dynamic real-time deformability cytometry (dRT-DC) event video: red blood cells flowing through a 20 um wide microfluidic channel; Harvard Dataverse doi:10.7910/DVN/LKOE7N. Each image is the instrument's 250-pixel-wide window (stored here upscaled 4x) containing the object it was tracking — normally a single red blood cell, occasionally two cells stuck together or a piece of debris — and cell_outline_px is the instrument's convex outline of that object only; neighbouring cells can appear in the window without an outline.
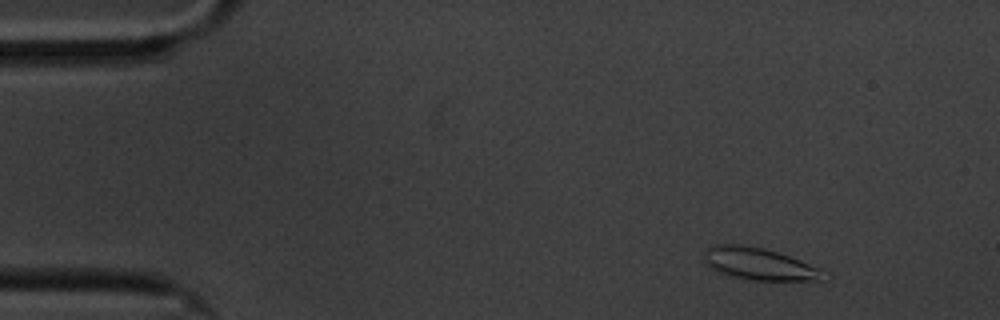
{"species": "common noctule bat (a hibernating species)", "species_latin": "Nyctalus noctula", "temperature_condition": "cold", "stored_images_in_passage": 59, "camera_frame_rate_fps": 3000, "um_per_image_px": 0.085, "animal": {"sex": "male", "body_mass_g": 20.1, "forearm_length_mm": 53.5}, "frame": {"image": 1, "passage_image": 6, "time_ms": 1.667, "image_size_px": [1000, 320], "cell_outline_px": [[820, 280], [752, 280], [732, 276], [720, 272], [704, 264], [700, 260], [704, 252], [712, 244], [740, 244], [764, 248], [788, 256], [820, 268]], "centroid_in_image_um": [64.37, 22.4], "position_along_channel_um": 20.6, "area_um2": 22.02}}
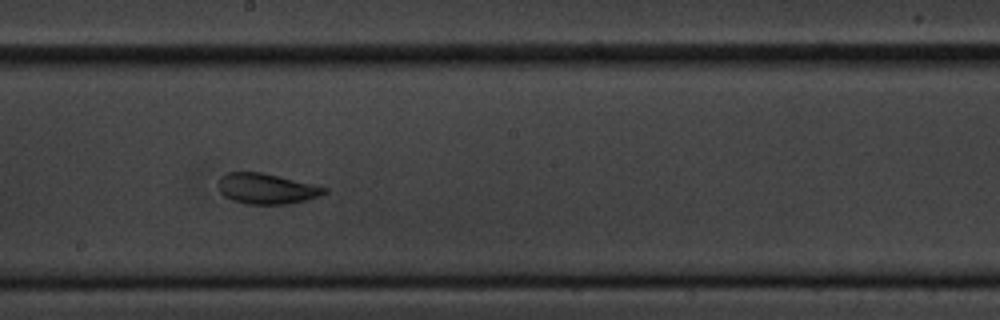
{"frame": {"image": 2, "passage_image": 32, "time_ms": 10.333, "image_size_px": [1000, 320], "cell_outline_px": [[328, 192], [292, 204], [248, 204], [232, 200], [224, 196], [220, 192], [216, 184], [220, 176], [224, 172], [264, 172], [328, 188]], "centroid_in_image_um": [22.59, 16.02], "position_along_channel_um": 225.6, "area_um2": 19.02}}
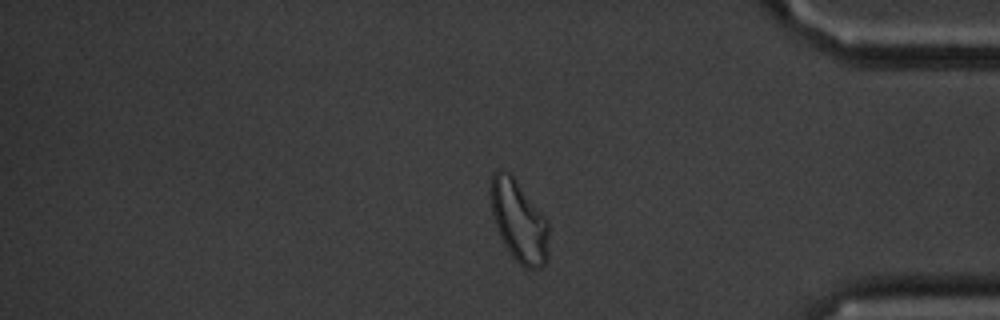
{"frame": {"image": 3, "passage_image": 49, "time_ms": 16.0, "image_size_px": [1000, 320], "cell_outline_px": [[548, 260], [540, 268], [524, 268], [512, 256], [504, 244], [500, 236], [492, 212], [488, 192], [488, 188], [492, 172], [500, 168], [504, 168], [512, 172], [548, 220]], "centroid_in_image_um": [44.08, 18.7], "position_along_channel_um": 391.1, "area_um2": 28.44}, "authors_computed_cell_mechanics": {"area_um2": 20.5768, "velocity_mm_per_s": 3.3326, "shape_relaxation_time_tau1_ms": 8.9359, "shape_relaxation_time_tau2_ms": 2.3672, "deformation_change_tau1": 0.1524, "deformation_change_tau2": 0.064}}